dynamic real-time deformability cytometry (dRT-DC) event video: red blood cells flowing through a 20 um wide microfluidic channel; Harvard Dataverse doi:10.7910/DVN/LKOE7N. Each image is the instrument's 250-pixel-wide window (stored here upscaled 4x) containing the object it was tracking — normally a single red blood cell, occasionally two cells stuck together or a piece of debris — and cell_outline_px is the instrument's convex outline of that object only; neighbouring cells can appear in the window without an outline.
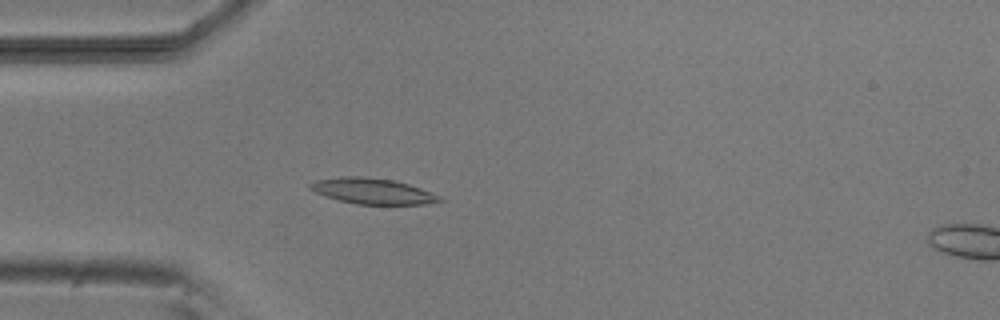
{"species": "common noctule bat (a hibernating species)", "species_latin": "Nyctalus noctula", "temperature_condition": "room temperature", "stored_images_in_passage": 5, "camera_frame_rate_fps": 3000, "um_per_image_px": 0.085, "animal": {"sex": "male", "body_mass_g": 20.5, "forearm_length_mm": 52.5}, "frame": {"image": 1, "passage_image": 4, "time_ms": 3.667, "image_size_px": [1000, 320], "cell_outline_px": [[444, 200], [424, 204], [356, 204], [324, 196], [308, 188], [308, 184], [316, 180], [340, 176], [364, 176], [392, 180], [408, 184], [420, 188], [440, 196]], "centroid_in_image_um": [31.62, 16.23], "position_along_channel_um": 53.4, "area_um2": 19.31}}